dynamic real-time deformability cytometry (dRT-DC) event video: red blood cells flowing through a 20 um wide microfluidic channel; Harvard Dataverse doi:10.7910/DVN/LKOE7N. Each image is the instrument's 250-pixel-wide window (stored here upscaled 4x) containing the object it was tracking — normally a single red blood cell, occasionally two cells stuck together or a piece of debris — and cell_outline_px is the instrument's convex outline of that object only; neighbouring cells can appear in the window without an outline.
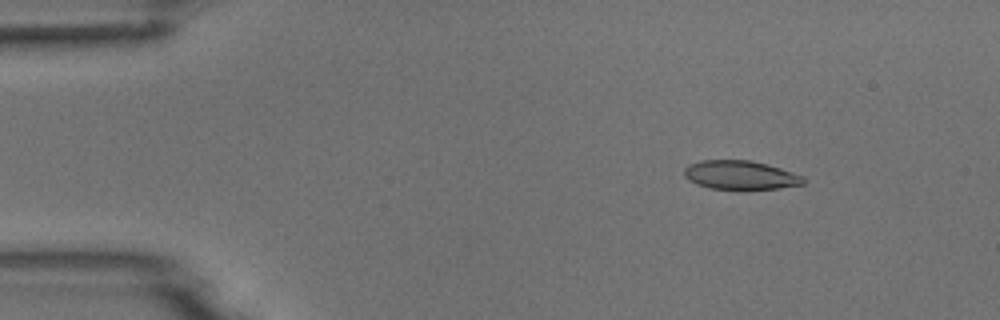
{"species": "common noctule bat (a hibernating species)", "species_latin": "Nyctalus noctula", "temperature_condition": "room temperature", "stored_images_in_passage": 5, "camera_frame_rate_fps": 3000, "um_per_image_px": 0.085, "animal": {"sex": "male", "body_mass_g": 18.8}, "frame": {"image": 1, "passage_image": 2, "time_ms": 1.333, "image_size_px": [1000, 320], "cell_outline_px": [[804, 184], [780, 188], [744, 192], [740, 192], [708, 188], [696, 184], [688, 180], [684, 176], [684, 168], [688, 164], [700, 160], [752, 160], [768, 164], [804, 176]], "centroid_in_image_um": [62.92, 14.92], "position_along_channel_um": 22.1, "area_um2": 21.04}}
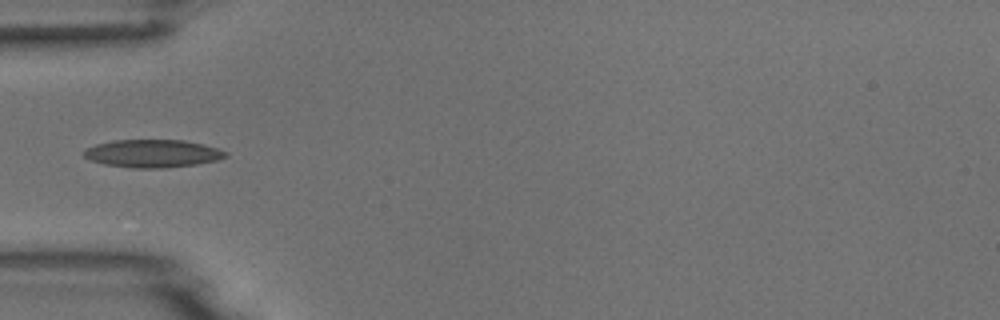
{"frame": {"image": 2, "passage_image": 5, "time_ms": 4.667, "image_size_px": [1000, 320], "cell_outline_px": [[228, 156], [216, 160], [196, 164], [164, 168], [132, 168], [104, 164], [92, 160], [84, 156], [84, 152], [88, 148], [96, 144], [112, 140], [184, 140], [216, 148], [228, 152]], "centroid_in_image_um": [12.98, 13.05], "position_along_channel_um": 72.0, "area_um2": 22.77}}